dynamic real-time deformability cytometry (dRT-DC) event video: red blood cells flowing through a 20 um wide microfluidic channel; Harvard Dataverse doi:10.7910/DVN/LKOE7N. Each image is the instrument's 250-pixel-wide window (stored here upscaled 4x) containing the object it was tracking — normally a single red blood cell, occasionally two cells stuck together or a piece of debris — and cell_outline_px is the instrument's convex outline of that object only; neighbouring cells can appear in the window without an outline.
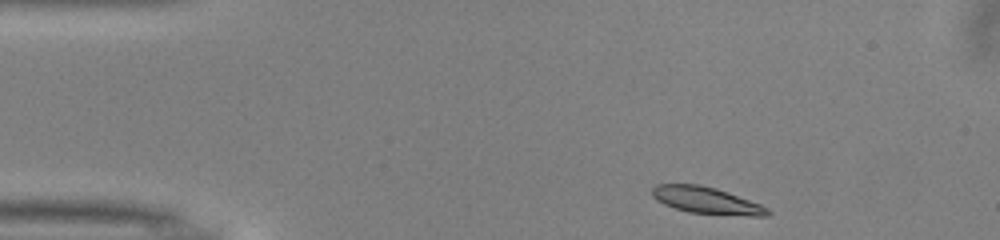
{"species": "common noctule bat (a hibernating species)", "species_latin": "Nyctalus noctula", "temperature_condition": "warm", "stored_images_in_passage": 44, "camera_frame_rate_fps": 3000, "um_per_image_px": 0.085, "animal": {"sex": "male", "body_mass_g": 13.0, "forearm_length_mm": 53.1}, "frame": {"image": 1, "passage_image": 1, "time_ms": 0.0, "image_size_px": [1000, 240], "cell_outline_px": [[772, 212], [768, 216], [748, 216], [688, 212], [664, 204], [656, 200], [652, 196], [652, 188], [656, 184], [700, 184], [716, 188], [728, 192], [760, 204], [768, 208]], "centroid_in_image_um": [60.06, 17.03], "position_along_channel_um": 24.9, "area_um2": 18.03}}
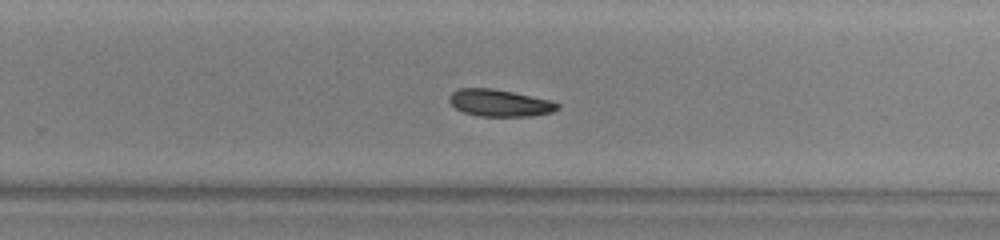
{"frame": {"image": 2, "passage_image": 26, "time_ms": 8.333, "image_size_px": [1000, 240], "cell_outline_px": [[560, 108], [552, 112], [532, 116], [480, 116], [464, 112], [456, 108], [448, 100], [448, 96], [452, 92], [460, 88], [492, 88], [552, 100], [560, 104]], "centroid_in_image_um": [42.49, 8.75], "position_along_channel_um": 287.3, "area_um2": 17.05}}
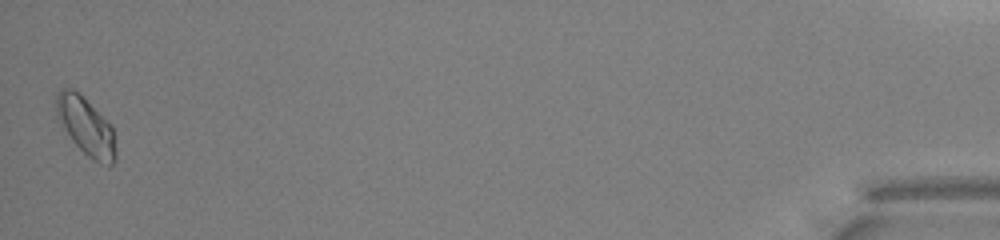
{"frame": {"image": 3, "passage_image": 44, "time_ms": 14.333, "image_size_px": [1000, 240], "cell_outline_px": [[116, 160], [108, 168], [92, 160], [72, 140], [56, 116], [56, 92], [60, 88], [72, 88], [80, 92], [112, 124], [116, 152]], "centroid_in_image_um": [7.33, 10.72], "position_along_channel_um": 427.9, "area_um2": 20.52}, "authors_computed_cell_mechanics": {"area_um2": 17.8891, "velocity_mm_per_s": 3.9796, "shape_relaxation_time_tau1_ms": 4.0606, "shape_relaxation_time_tau2_ms": null, "deformation_change_tau1": 0.0923, "deformation_change_tau2": null}}